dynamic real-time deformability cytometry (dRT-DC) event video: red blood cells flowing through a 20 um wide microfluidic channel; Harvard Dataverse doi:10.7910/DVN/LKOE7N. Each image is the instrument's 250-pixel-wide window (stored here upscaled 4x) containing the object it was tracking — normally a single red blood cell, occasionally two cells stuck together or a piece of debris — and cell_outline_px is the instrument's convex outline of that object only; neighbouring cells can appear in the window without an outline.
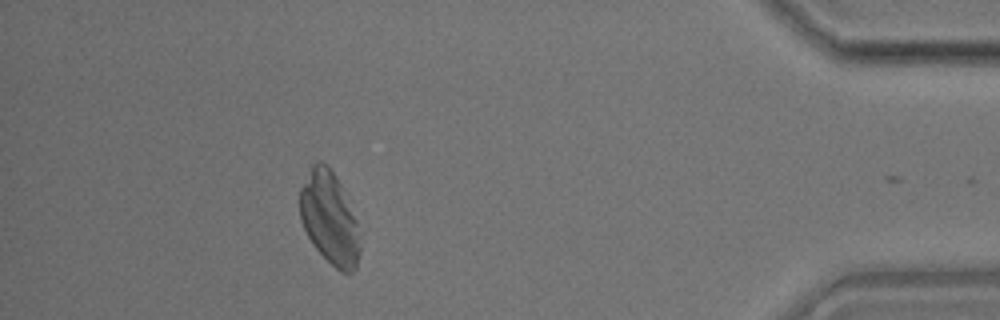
{"species": "common noctule bat (a hibernating species)", "species_latin": "Nyctalus noctula", "temperature_condition": "room temperature", "stored_images_in_passage": 33, "camera_frame_rate_fps": 3000, "um_per_image_px": 0.085, "animal": {"sex": "male", "body_mass_g": 17.9}, "frame": {"image": 1, "passage_image": 31, "time_ms": 10.0, "image_size_px": [1000, 320], "cell_outline_px": [[360, 252], [356, 268], [352, 272], [340, 272], [316, 248], [308, 236], [300, 220], [300, 188], [312, 164], [316, 160], [320, 160], [332, 172], [340, 184], [356, 220], [360, 244]], "centroid_in_image_um": [27.99, 18.55], "position_along_channel_um": 407.2, "area_um2": 31.85}}